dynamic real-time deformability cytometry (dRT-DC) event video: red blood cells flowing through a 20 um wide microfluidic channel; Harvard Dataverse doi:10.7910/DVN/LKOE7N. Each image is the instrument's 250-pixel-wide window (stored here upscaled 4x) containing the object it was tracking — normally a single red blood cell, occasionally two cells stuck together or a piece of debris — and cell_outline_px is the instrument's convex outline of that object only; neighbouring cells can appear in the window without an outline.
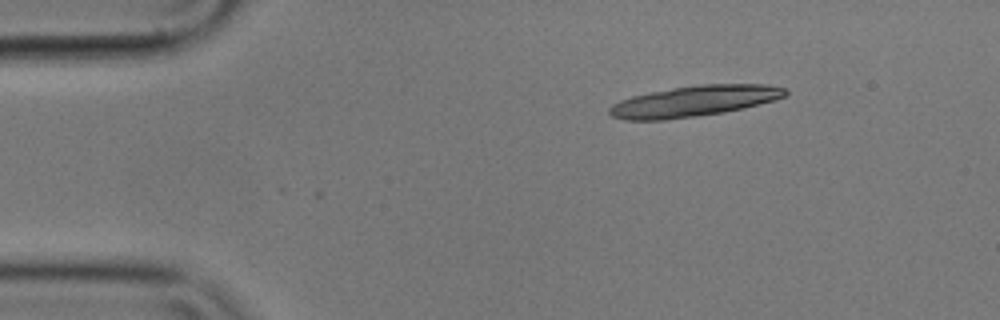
{"species": "common noctule bat (a hibernating species)", "species_latin": "Nyctalus noctula", "temperature_condition": "cold", "stored_images_in_passage": 2, "camera_frame_rate_fps": 3000, "um_per_image_px": 0.085, "animal": {"sex": "male", "body_mass_g": 17.9}, "frame": {"image": 1, "passage_image": 1, "time_ms": 0.0, "image_size_px": [1000, 320], "cell_outline_px": [[788, 92], [784, 96], [776, 100], [740, 108], [720, 112], [696, 116], [664, 120], [624, 120], [612, 116], [608, 112], [608, 108], [612, 104], [620, 100], [632, 96], [672, 88], [700, 84], [768, 84], [784, 88]], "centroid_in_image_um": [58.97, 8.59], "position_along_channel_um": 26.0, "area_um2": 31.33}}